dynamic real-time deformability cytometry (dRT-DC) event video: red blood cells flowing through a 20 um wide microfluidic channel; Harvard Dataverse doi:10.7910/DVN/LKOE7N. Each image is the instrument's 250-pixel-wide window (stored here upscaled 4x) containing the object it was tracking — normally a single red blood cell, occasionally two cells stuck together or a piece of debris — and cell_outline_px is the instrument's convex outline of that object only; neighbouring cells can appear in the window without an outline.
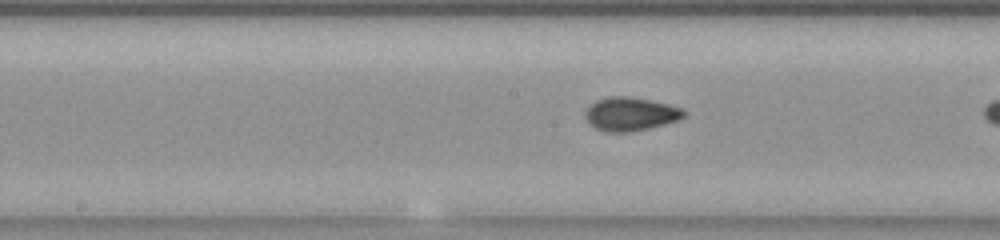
{"species": "common noctule bat (a hibernating species)", "species_latin": "Nyctalus noctula", "temperature_condition": "room temperature", "stored_images_in_passage": 29, "camera_frame_rate_fps": 3000, "um_per_image_px": 0.085, "animal": {"sex": "female", "body_mass_g": 23.0, "forearm_length_mm": 53.4}, "frame": {"image": 1, "passage_image": 21, "time_ms": 6.667, "image_size_px": [1000, 240], "cell_outline_px": [[688, 112], [680, 120], [648, 128], [628, 132], [608, 132], [596, 128], [584, 116], [584, 112], [596, 100], [608, 96], [628, 96], [652, 100], [684, 108]], "centroid_in_image_um": [53.64, 9.67], "position_along_channel_um": 194.6, "area_um2": 19.31}}